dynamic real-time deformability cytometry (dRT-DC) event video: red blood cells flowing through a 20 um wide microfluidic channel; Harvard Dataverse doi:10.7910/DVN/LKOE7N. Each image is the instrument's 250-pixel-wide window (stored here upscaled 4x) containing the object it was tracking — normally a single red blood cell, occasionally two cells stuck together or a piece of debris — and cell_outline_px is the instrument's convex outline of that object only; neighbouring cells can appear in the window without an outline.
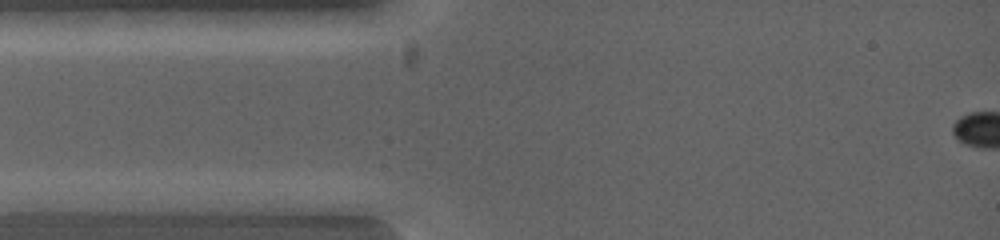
{"species": "common noctule bat (a hibernating species)", "species_latin": "Nyctalus noctula", "temperature_condition": "warm", "stored_images_in_passage": 4, "camera_frame_rate_fps": 5000, "um_per_image_px": 0.085, "animal": {"sex": "female", "body_mass_g": 19.0, "forearm_length_mm": 53.3}, "frame": {"image": 1, "passage_image": 1, "time_ms": 0.0, "image_size_px": [1000, 240], "cell_outline_px": [[308, 216], [292, 216], [236, 208], [220, 200], [236, 192], [272, 192], [304, 200]], "centroid_in_image_um": [22.75, 17.27], "position_along_channel_um": 62.3, "area_um2": 10.4}}